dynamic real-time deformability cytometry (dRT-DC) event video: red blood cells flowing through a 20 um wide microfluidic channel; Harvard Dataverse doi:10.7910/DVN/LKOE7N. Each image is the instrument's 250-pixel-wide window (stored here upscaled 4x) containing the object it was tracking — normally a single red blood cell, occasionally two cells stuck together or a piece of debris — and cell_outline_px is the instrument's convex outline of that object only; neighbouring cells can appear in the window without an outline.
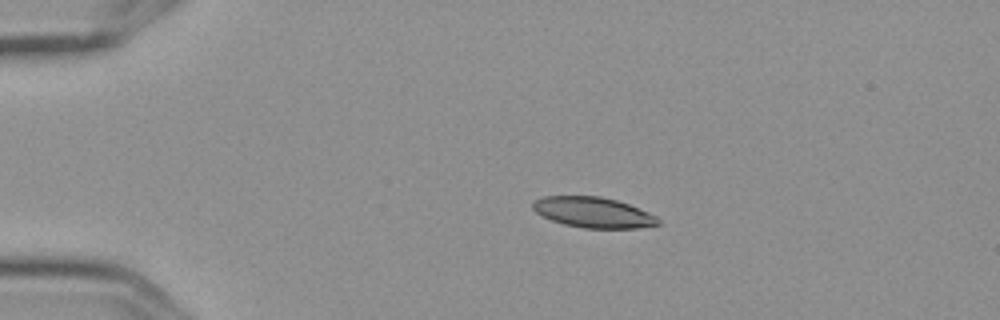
{"species": "Egyptian fruit bat (a non-hibernating species)", "species_latin": "Rousettus aegyptiacus", "temperature_condition": "cold", "stored_images_in_passage": 8, "camera_frame_rate_fps": 3000, "um_per_image_px": 0.085, "frame": {"image": 1, "passage_image": 3, "time_ms": 0.667, "image_size_px": [1000, 320], "cell_outline_px": [[660, 224], [636, 228], [584, 228], [564, 224], [552, 220], [536, 212], [532, 208], [532, 200], [544, 196], [600, 196], [616, 200], [628, 204], [648, 212], [656, 216], [660, 220]], "centroid_in_image_um": [50.41, 18.05], "position_along_channel_um": 34.6, "area_um2": 22.2}}
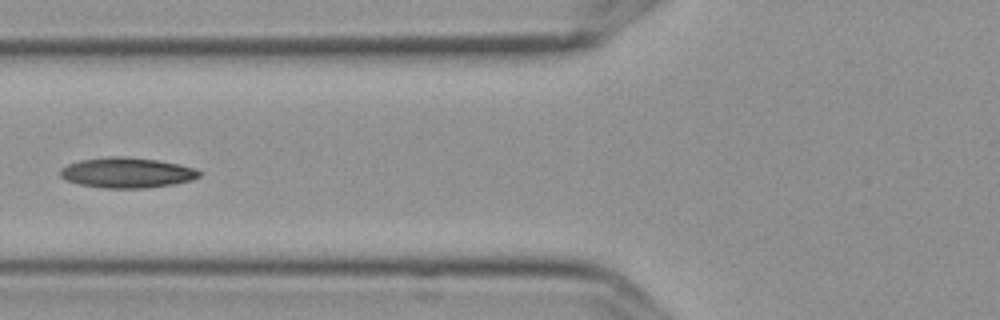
{"frame": {"image": 2, "passage_image": 6, "time_ms": 1.667, "image_size_px": [1000, 320], "cell_outline_px": [[200, 176], [192, 180], [172, 184], [144, 188], [104, 188], [80, 184], [68, 180], [60, 176], [60, 168], [68, 164], [80, 160], [108, 156], [124, 156], [156, 160], [180, 164], [196, 168], [200, 172]], "centroid_in_image_um": [10.79, 14.67], "position_along_channel_um": 115.0, "area_um2": 24.51}}
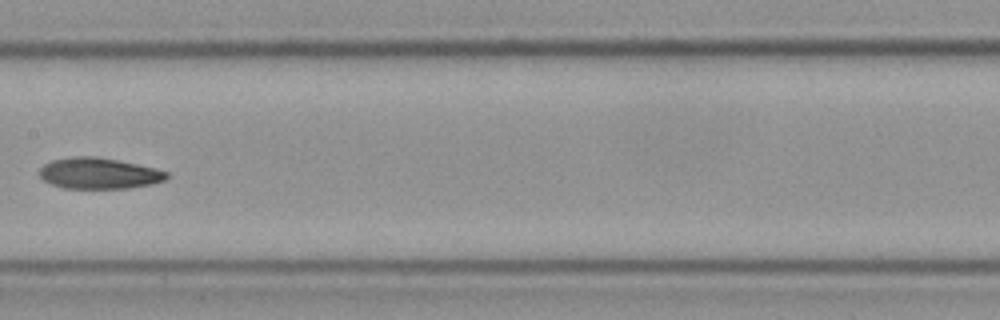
{"frame": {"image": 3, "passage_image": 8, "time_ms": 2.333, "image_size_px": [1000, 320], "cell_outline_px": [[168, 176], [164, 180], [152, 184], [128, 188], [64, 188], [52, 184], [44, 180], [40, 176], [40, 168], [44, 164], [52, 160], [72, 156], [96, 156], [136, 164], [168, 172]], "centroid_in_image_um": [8.38, 14.73], "position_along_channel_um": 199.0, "area_um2": 22.77}}